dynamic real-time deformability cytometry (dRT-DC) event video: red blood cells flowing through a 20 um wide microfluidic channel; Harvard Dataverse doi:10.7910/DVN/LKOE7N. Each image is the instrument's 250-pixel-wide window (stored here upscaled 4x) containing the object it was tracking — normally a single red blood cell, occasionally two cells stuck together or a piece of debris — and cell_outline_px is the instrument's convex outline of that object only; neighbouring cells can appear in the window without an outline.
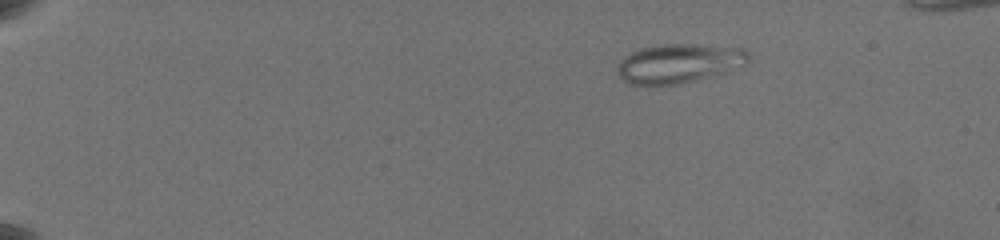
{"species": "common noctule bat (a hibernating species)", "species_latin": "Nyctalus noctula", "temperature_condition": "warm", "stored_images_in_passage": 56, "camera_frame_rate_fps": 3000, "um_per_image_px": 0.085, "animal": {"sex": "female", "body_mass_g": 19.5, "forearm_length_mm": 54.1}, "frame": {"image": 1, "passage_image": 1, "time_ms": 0.0, "image_size_px": [1000, 240], "cell_outline_px": [[748, 60], [744, 64], [724, 72], [712, 76], [680, 84], [628, 84], [616, 72], [616, 68], [620, 60], [632, 52], [644, 48], [660, 44], [688, 44], [744, 48], [748, 52]], "centroid_in_image_um": [57.68, 5.38], "position_along_channel_um": 27.3, "area_um2": 29.54}}
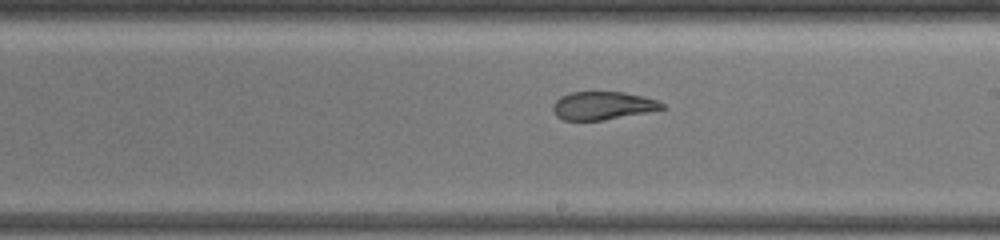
{"frame": {"image": 2, "passage_image": 31, "time_ms": 9.333, "image_size_px": [1000, 240], "cell_outline_px": [[668, 108], [648, 112], [604, 120], [564, 120], [556, 116], [552, 112], [552, 104], [560, 96], [572, 92], [624, 92], [644, 96], [656, 100], [664, 104]], "centroid_in_image_um": [51.23, 8.98], "position_along_channel_um": 237.8, "area_um2": 18.03}}
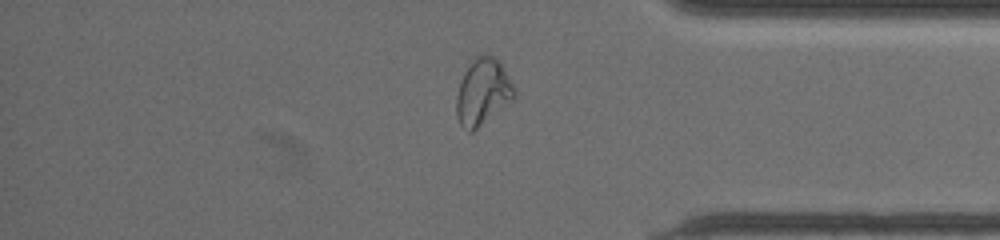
{"frame": {"image": 3, "passage_image": 49, "time_ms": 14.0, "image_size_px": [1000, 240], "cell_outline_px": [[516, 96], [512, 100], [472, 132], [468, 132], [460, 124], [456, 116], [456, 96], [460, 80], [468, 64], [476, 56], [492, 56], [500, 60], [516, 92]], "centroid_in_image_um": [41.01, 7.81], "position_along_channel_um": 394.2, "area_um2": 22.25}, "authors_computed_cell_mechanics": {"area_um2": 19.7965, "velocity_mm_per_s": 3.5652, "shape_relaxation_time_tau1_ms": null, "shape_relaxation_time_tau2_ms": 1.6462, "deformation_change_tau1": null, "deformation_change_tau2": 0.082}}